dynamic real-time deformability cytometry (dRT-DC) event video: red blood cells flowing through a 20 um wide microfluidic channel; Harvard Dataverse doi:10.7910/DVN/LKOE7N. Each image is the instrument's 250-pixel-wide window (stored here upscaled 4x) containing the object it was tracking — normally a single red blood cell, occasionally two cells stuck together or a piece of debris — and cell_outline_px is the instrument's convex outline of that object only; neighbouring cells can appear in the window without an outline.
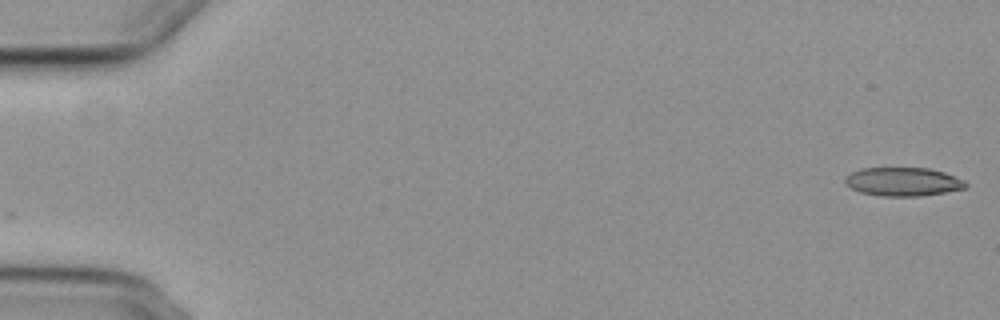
{"species": "common noctule bat (a hibernating species)", "species_latin": "Nyctalus noctula", "temperature_condition": "cold", "stored_images_in_passage": 4, "camera_frame_rate_fps": 3000, "um_per_image_px": 0.085, "animal": {"sex": "female", "body_mass_g": 29.2, "forearm_length_mm": 56.3}, "frame": {"image": 1, "passage_image": 1, "time_ms": 0.0, "image_size_px": [1000, 320], "cell_outline_px": [[968, 184], [964, 188], [944, 192], [920, 196], [880, 196], [860, 192], [844, 184], [844, 176], [860, 168], [928, 168], [944, 172], [964, 180]], "centroid_in_image_um": [76.71, 15.44], "position_along_channel_um": 8.3, "area_um2": 20.11}}